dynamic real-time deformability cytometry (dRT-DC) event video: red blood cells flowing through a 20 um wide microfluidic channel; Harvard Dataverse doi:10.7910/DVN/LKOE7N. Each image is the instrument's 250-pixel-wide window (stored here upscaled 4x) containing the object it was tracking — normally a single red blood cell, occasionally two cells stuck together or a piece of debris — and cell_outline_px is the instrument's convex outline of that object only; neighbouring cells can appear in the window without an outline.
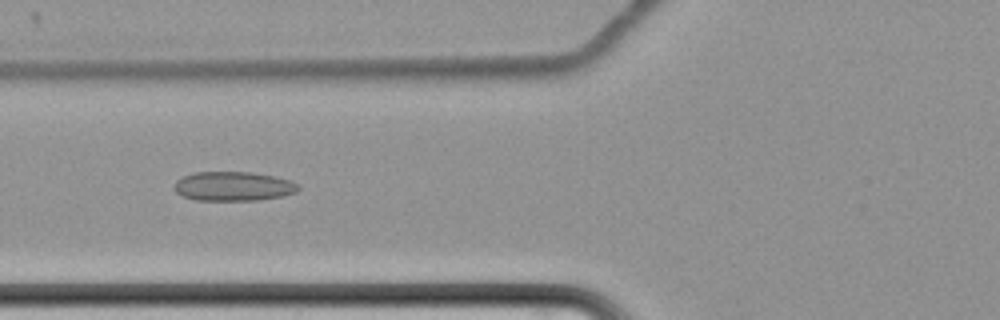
{"species": "common noctule bat (a hibernating species)", "species_latin": "Nyctalus noctula", "temperature_condition": "cold", "stored_images_in_passage": 64, "camera_frame_rate_fps": 3000, "um_per_image_px": 0.085, "animal": {"sex": "female", "body_mass_g": 22.7, "forearm_length_mm": 54.2}, "frame": {"image": 1, "passage_image": 28, "time_ms": 9.0, "image_size_px": [1000, 320], "cell_outline_px": [[300, 188], [296, 192], [284, 196], [260, 200], [196, 200], [184, 196], [176, 192], [172, 188], [172, 184], [176, 180], [192, 172], [252, 172], [276, 176], [288, 180], [296, 184]], "centroid_in_image_um": [19.8, 15.83], "position_along_channel_um": 106.0, "area_um2": 21.33}}
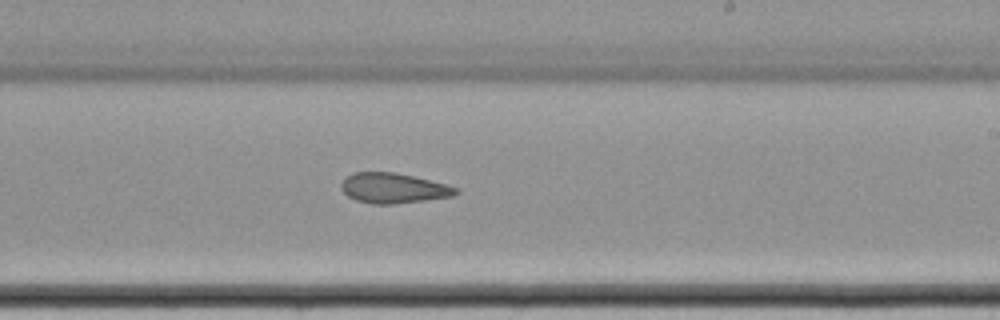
{"frame": {"image": 2, "passage_image": 41, "time_ms": 13.333, "image_size_px": [1000, 320], "cell_outline_px": [[460, 192], [452, 196], [424, 200], [392, 204], [372, 204], [356, 200], [348, 196], [340, 188], [340, 184], [352, 172], [396, 172], [460, 188]], "centroid_in_image_um": [33.42, 15.99], "position_along_channel_um": 255.6, "area_um2": 20.0}}
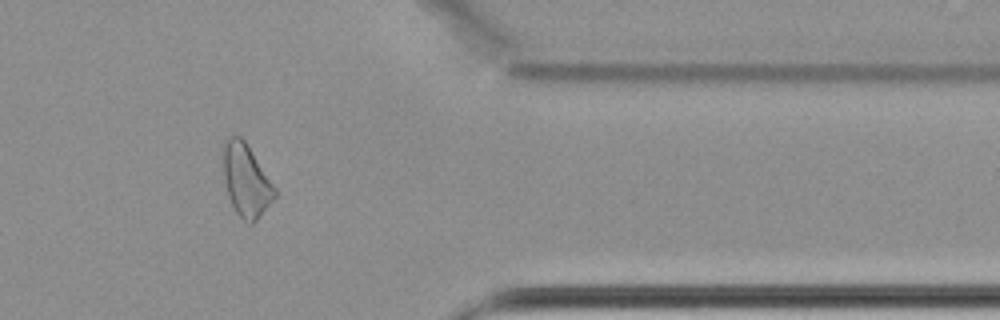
{"frame": {"image": 3, "passage_image": 54, "time_ms": 17.667, "image_size_px": [1000, 320], "cell_outline_px": [[276, 196], [256, 220], [252, 224], [248, 224], [236, 212], [228, 196], [224, 180], [224, 144], [228, 136], [240, 136], [248, 144], [276, 188]], "centroid_in_image_um": [20.93, 15.32], "position_along_channel_um": 390.5, "area_um2": 21.56}, "authors_computed_cell_mechanics": {"area_um2": 22.4842, "velocity_mm_per_s": 3.4554, "shape_relaxation_time_tau1_ms": null, "shape_relaxation_time_tau2_ms": 6.5753, "deformation_change_tau1": null, "deformation_change_tau2": 0.1001}}